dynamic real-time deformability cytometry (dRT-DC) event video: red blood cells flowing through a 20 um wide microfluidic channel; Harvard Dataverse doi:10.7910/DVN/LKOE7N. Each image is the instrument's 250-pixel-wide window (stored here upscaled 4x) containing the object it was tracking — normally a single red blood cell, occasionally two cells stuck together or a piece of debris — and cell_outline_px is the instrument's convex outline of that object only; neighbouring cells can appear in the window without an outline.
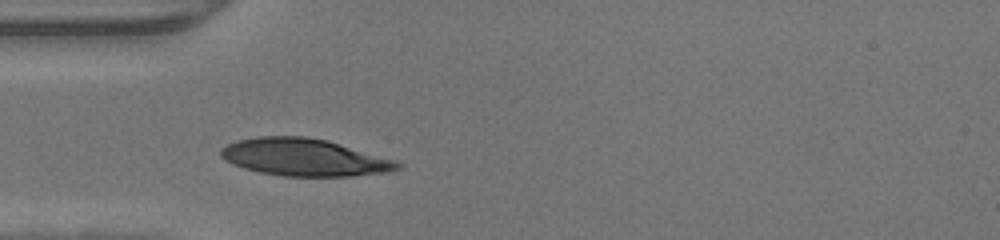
{"species": "human", "species_latin": "Homo sapiens", "temperature_condition": "warm", "stored_images_in_passage": 25, "camera_frame_rate_fps": 3000, "um_per_image_px": 0.085, "donor": {"sex": "male"}, "frame": {"image": 1, "passage_image": 1, "time_ms": 0.0, "image_size_px": [1000, 240], "cell_outline_px": [[404, 164], [400, 168], [388, 172], [352, 176], [284, 176], [260, 172], [244, 168], [232, 164], [224, 160], [220, 156], [220, 148], [236, 140], [260, 136], [308, 136], [328, 140], [392, 160]], "centroid_in_image_um": [25.81, 13.37], "position_along_channel_um": 59.2, "area_um2": 38.32}}
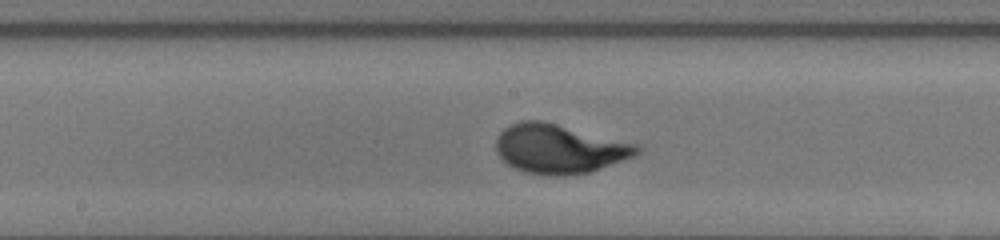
{"frame": {"image": 2, "passage_image": 11, "time_ms": 3.333, "image_size_px": [1000, 240], "cell_outline_px": [[640, 152], [636, 156], [592, 172], [564, 176], [548, 176], [524, 172], [512, 168], [496, 152], [496, 136], [504, 128], [520, 120], [540, 120], [640, 144]], "centroid_in_image_um": [47.56, 12.66], "position_along_channel_um": 200.6, "area_um2": 40.86}}
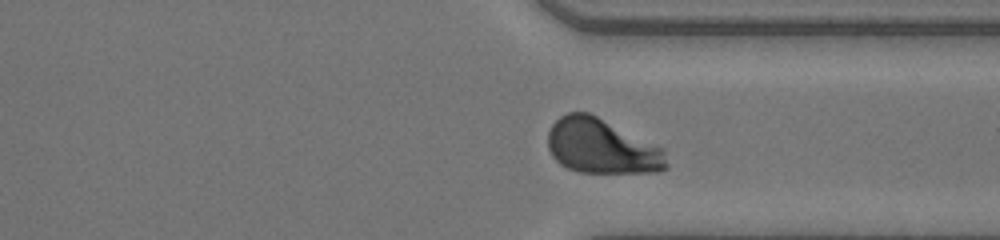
{"frame": {"image": 3, "passage_image": 22, "time_ms": 7.0, "image_size_px": [1000, 240], "cell_outline_px": [[668, 168], [660, 172], [580, 172], [568, 168], [560, 164], [552, 156], [548, 148], [548, 132], [552, 124], [560, 116], [568, 112], [588, 112], [664, 148], [668, 164]], "centroid_in_image_um": [51.15, 12.45], "position_along_channel_um": 360.2, "area_um2": 37.92}}